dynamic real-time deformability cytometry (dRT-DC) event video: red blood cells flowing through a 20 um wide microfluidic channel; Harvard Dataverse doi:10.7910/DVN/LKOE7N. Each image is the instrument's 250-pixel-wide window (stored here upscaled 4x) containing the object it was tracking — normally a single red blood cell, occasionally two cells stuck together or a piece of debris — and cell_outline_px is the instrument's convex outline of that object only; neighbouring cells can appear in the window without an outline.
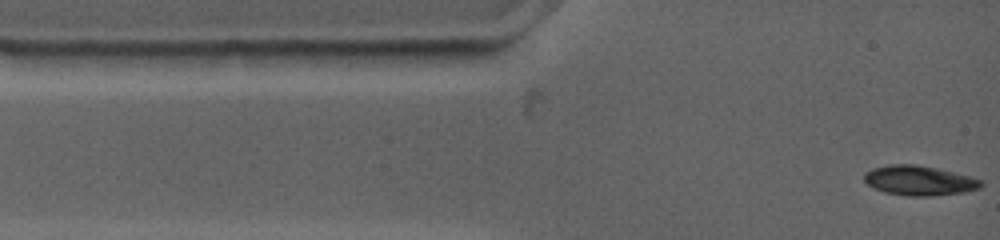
{"species": "common noctule bat (a hibernating species)", "species_latin": "Nyctalus noctula", "temperature_condition": "warm", "stored_images_in_passage": 51, "camera_frame_rate_fps": 4500, "um_per_image_px": 0.085, "animal": {"sex": "female", "body_mass_g": 19.0, "forearm_length_mm": 53.3}, "frame": {"image": 1, "passage_image": 1, "time_ms": 0.0, "image_size_px": [1000, 240], "cell_outline_px": [[984, 184], [980, 188], [964, 192], [932, 196], [908, 196], [884, 192], [868, 184], [864, 180], [864, 172], [872, 168], [888, 164], [916, 164], [936, 168], [968, 176], [980, 180]], "centroid_in_image_um": [78.11, 15.34], "position_along_channel_um": 6.9, "area_um2": 20.17}}
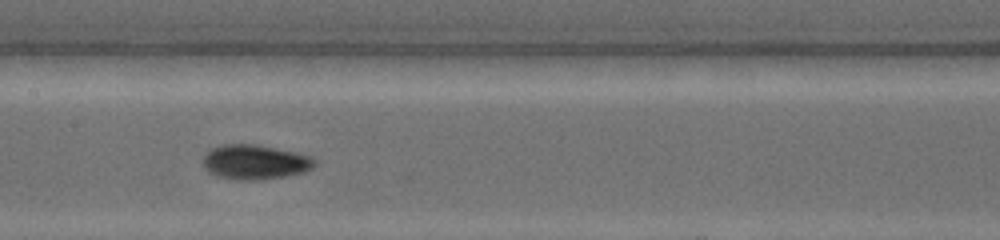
{"frame": {"image": 2, "passage_image": 22, "time_ms": 5.778, "image_size_px": [1000, 240], "cell_outline_px": [[316, 164], [312, 168], [304, 172], [284, 176], [256, 180], [240, 180], [220, 176], [208, 172], [204, 168], [200, 160], [204, 152], [212, 148], [224, 144], [256, 144], [296, 152], [312, 156], [316, 160]], "centroid_in_image_um": [21.64, 13.76], "position_along_channel_um": 185.8, "area_um2": 22.77}}
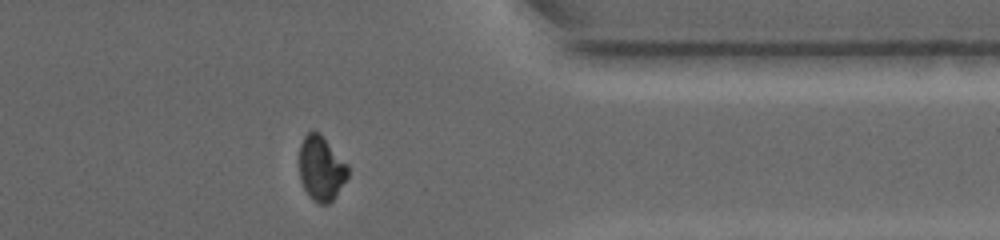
{"frame": {"image": 3, "passage_image": 44, "time_ms": 11.333, "image_size_px": [1000, 240], "cell_outline_px": [[348, 176], [332, 200], [328, 204], [320, 204], [312, 200], [308, 196], [300, 180], [300, 144], [304, 136], [308, 132], [320, 132], [348, 164]], "centroid_in_image_um": [27.3, 14.3], "position_along_channel_um": 384.1, "area_um2": 18.32}, "authors_computed_cell_mechanics": {"area_um2": 20.7502, "velocity_mm_per_s": 3.8044, "shape_relaxation_time_tau1_ms": 5.9559, "shape_relaxation_time_tau2_ms": null, "deformation_change_tau1": 0.2081, "deformation_change_tau2": null}}